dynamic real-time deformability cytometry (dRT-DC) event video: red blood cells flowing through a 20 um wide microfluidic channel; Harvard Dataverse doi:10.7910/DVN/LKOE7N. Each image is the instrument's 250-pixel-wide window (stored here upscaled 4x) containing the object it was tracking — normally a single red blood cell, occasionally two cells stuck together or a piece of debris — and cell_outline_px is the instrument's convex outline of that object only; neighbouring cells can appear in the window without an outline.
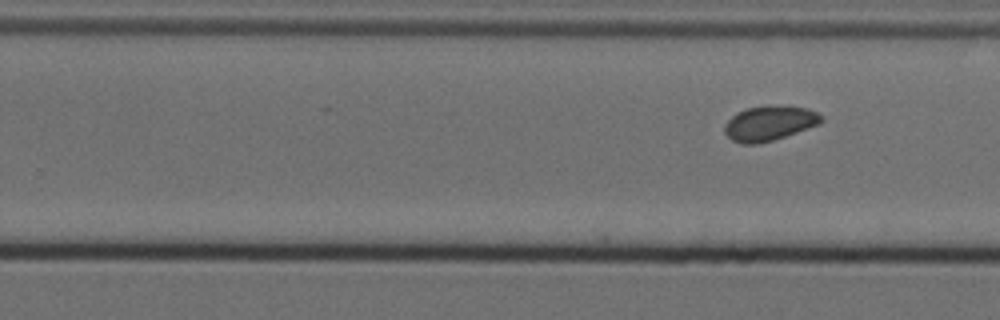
{"species": "Egyptian fruit bat (a non-hibernating species)", "species_latin": "Rousettus aegyptiacus", "temperature_condition": "cold", "stored_images_in_passage": 11, "segment_of_instrument_passage": [2, 2], "camera_frame_rate_fps": 3000, "um_per_image_px": 0.085, "animal": {"sex": "female"}, "frame": {"image": 1, "passage_image": 11, "time_ms": 3.333, "image_size_px": [1000, 320], "cell_outline_px": [[824, 120], [820, 124], [772, 140], [756, 144], [740, 144], [732, 140], [724, 132], [724, 124], [736, 112], [744, 108], [808, 108], [816, 112]], "centroid_in_image_um": [65.34, 10.52], "position_along_channel_um": 264.5, "area_um2": 18.84}}